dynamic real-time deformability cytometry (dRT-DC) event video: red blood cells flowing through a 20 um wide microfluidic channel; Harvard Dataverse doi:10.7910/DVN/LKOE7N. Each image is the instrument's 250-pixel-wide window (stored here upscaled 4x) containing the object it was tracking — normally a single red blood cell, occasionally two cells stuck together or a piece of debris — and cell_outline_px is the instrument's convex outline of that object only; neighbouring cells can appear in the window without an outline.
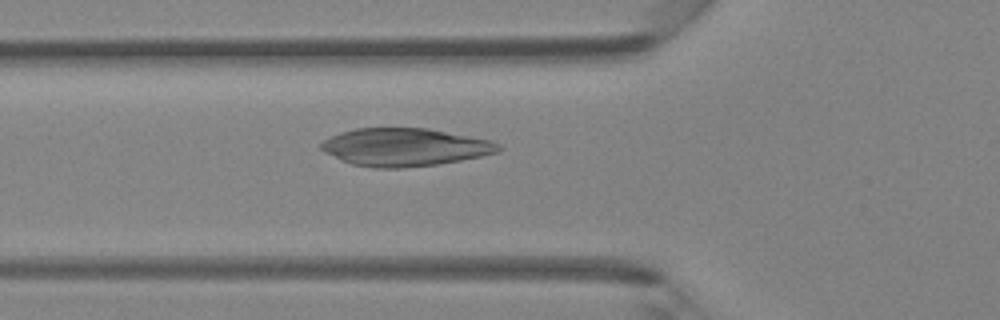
{"species": "Egyptian fruit bat (a non-hibernating species)", "species_latin": "Rousettus aegyptiacus", "temperature_condition": "room temperature", "stored_images_in_passage": 41, "camera_frame_rate_fps": 3000, "um_per_image_px": 0.085, "animal": {"sex": "female"}, "frame": {"image": 1, "passage_image": 11, "time_ms": 3.333, "image_size_px": [1000, 320], "cell_outline_px": [[504, 148], [496, 152], [480, 156], [460, 160], [436, 164], [400, 168], [376, 168], [352, 164], [324, 152], [320, 148], [320, 144], [324, 140], [340, 132], [356, 128], [428, 128], [488, 140], [500, 144]], "centroid_in_image_um": [34.38, 12.5], "position_along_channel_um": 91.4, "area_um2": 38.73}}
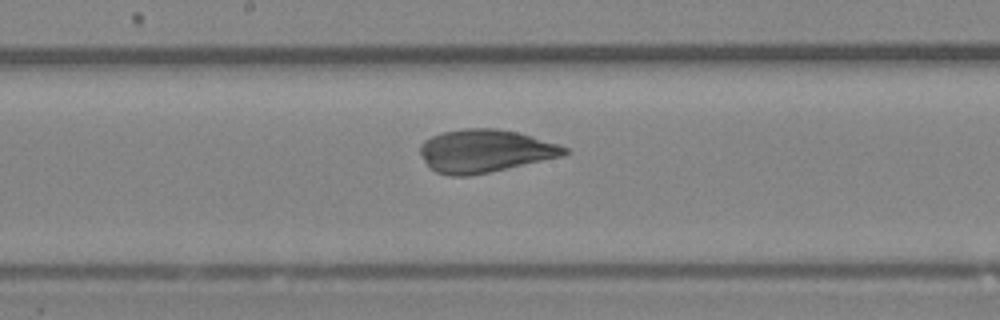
{"frame": {"image": 2, "passage_image": 19, "time_ms": 6.0, "image_size_px": [1000, 320], "cell_outline_px": [[568, 152], [560, 156], [488, 172], [468, 176], [448, 176], [436, 172], [424, 160], [420, 152], [420, 144], [424, 140], [432, 136], [444, 132], [464, 128], [496, 128], [520, 132], [560, 144], [568, 148]], "centroid_in_image_um": [41.21, 12.81], "position_along_channel_um": 207.0, "area_um2": 35.84}}
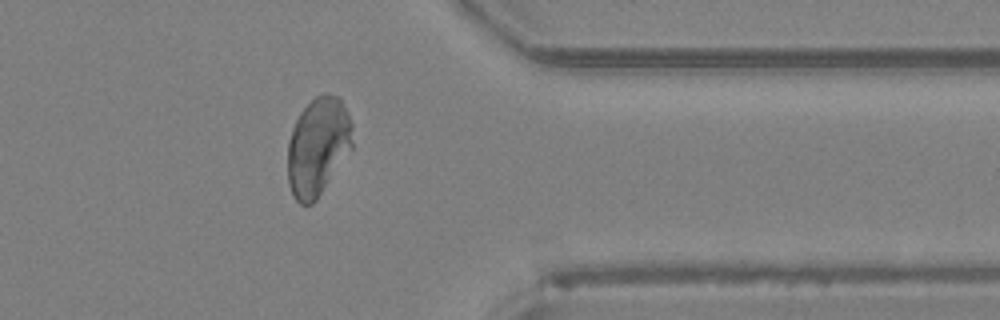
{"frame": {"image": 3, "passage_image": 32, "time_ms": 10.333, "image_size_px": [1000, 320], "cell_outline_px": [[352, 148], [316, 200], [312, 204], [300, 204], [292, 196], [288, 184], [288, 140], [292, 128], [300, 112], [316, 96], [324, 92], [328, 92], [340, 96], [348, 112], [352, 124]], "centroid_in_image_um": [27.02, 12.43], "position_along_channel_um": 384.4, "area_um2": 37.34}}